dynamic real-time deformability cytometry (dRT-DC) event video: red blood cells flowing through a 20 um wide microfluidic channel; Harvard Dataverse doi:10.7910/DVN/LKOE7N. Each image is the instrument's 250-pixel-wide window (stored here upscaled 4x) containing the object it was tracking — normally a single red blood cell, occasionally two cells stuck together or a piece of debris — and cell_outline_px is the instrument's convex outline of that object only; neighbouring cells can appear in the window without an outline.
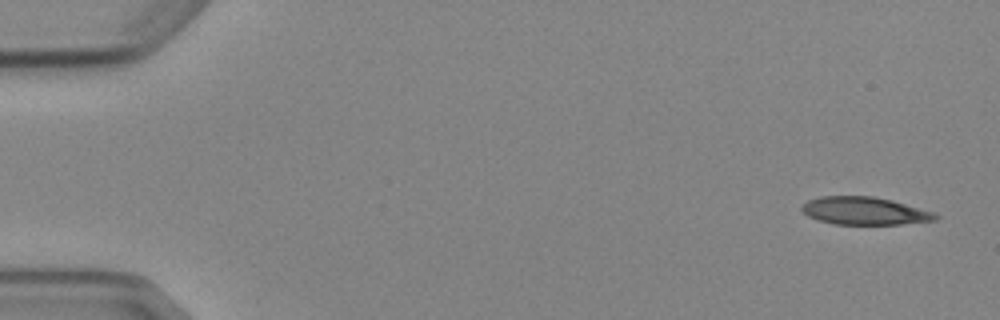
{"species": "Egyptian fruit bat (a non-hibernating species)", "species_latin": "Rousettus aegyptiacus", "temperature_condition": "cold", "stored_images_in_passage": 5, "camera_frame_rate_fps": 3000, "um_per_image_px": 0.085, "animal": {"sex": "female"}, "frame": {"image": 1, "passage_image": 1, "time_ms": 0.0, "image_size_px": [1000, 320], "cell_outline_px": [[940, 216], [936, 220], [900, 224], [836, 224], [820, 220], [808, 216], [800, 208], [808, 200], [820, 196], [872, 196], [892, 200], [932, 212]], "centroid_in_image_um": [73.47, 17.92], "position_along_channel_um": 11.5, "area_um2": 21.33}}